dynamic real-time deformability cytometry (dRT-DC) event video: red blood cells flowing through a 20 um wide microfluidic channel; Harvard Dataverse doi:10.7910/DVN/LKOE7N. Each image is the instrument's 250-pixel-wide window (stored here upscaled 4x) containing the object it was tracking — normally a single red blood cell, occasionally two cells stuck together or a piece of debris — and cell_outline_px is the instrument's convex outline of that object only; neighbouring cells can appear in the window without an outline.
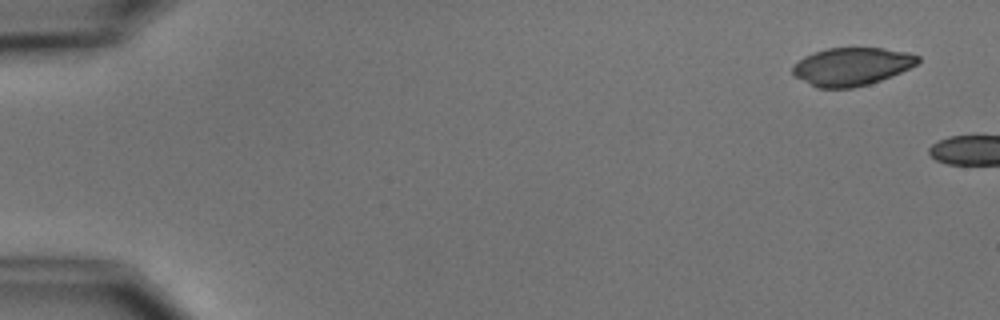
{"species": "common noctule bat (a hibernating species)", "species_latin": "Nyctalus noctula", "temperature_condition": "cold", "stored_images_in_passage": 2, "camera_frame_rate_fps": 3000, "um_per_image_px": 0.085, "animal": {"sex": "male", "body_mass_g": 15.6}, "frame": {"image": 1, "passage_image": 1, "time_ms": 0.0, "image_size_px": [1000, 320], "cell_outline_px": [[920, 60], [916, 64], [892, 76], [868, 84], [852, 88], [816, 88], [796, 76], [792, 72], [792, 68], [804, 56], [812, 52], [828, 48], [884, 48], [908, 52], [920, 56]], "centroid_in_image_um": [72.4, 5.65], "position_along_channel_um": 12.6, "area_um2": 27.57}}